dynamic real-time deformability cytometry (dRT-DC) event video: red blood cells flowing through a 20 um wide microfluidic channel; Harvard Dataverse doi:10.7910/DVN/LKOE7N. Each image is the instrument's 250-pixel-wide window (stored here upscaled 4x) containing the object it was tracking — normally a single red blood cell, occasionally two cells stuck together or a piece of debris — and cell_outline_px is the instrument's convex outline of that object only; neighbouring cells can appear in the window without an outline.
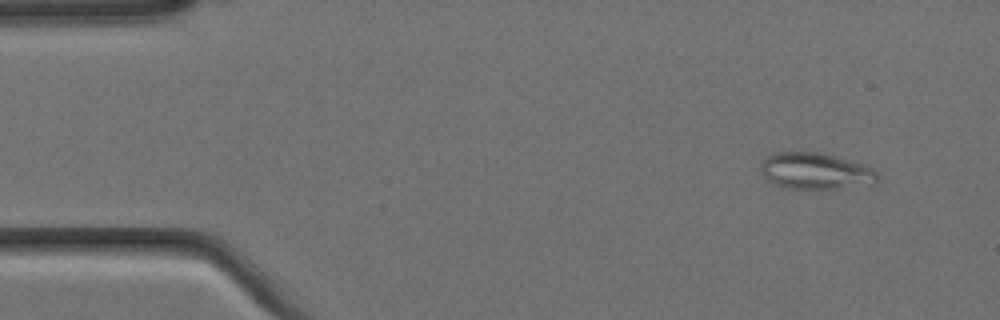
{"species": "Egyptian fruit bat (a non-hibernating species)", "species_latin": "Rousettus aegyptiacus", "temperature_condition": "cold", "stored_images_in_passage": 14, "camera_frame_rate_fps": 3000, "um_per_image_px": 0.085, "animal": {"sex": "female"}, "frame": {"image": 1, "passage_image": 1, "time_ms": 0.0, "image_size_px": [1000, 320], "cell_outline_px": [[880, 180], [876, 184], [836, 188], [788, 188], [776, 184], [768, 180], [760, 172], [760, 164], [772, 152], [820, 152], [836, 156], [864, 164], [872, 168], [880, 176]], "centroid_in_image_um": [69.35, 14.53], "position_along_channel_um": 15.6, "area_um2": 24.91}}
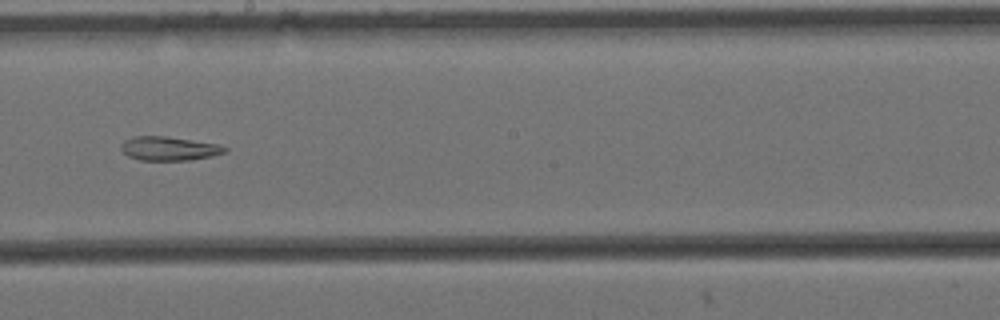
{"frame": {"image": 2, "passage_image": 8, "time_ms": 2.333, "image_size_px": [1000, 320], "cell_outline_px": [[228, 148], [224, 152], [212, 156], [192, 160], [140, 160], [128, 156], [120, 148], [120, 144], [124, 140], [132, 136], [168, 136], [216, 144]], "centroid_in_image_um": [14.32, 12.62], "position_along_channel_um": 233.9, "area_um2": 14.45}}
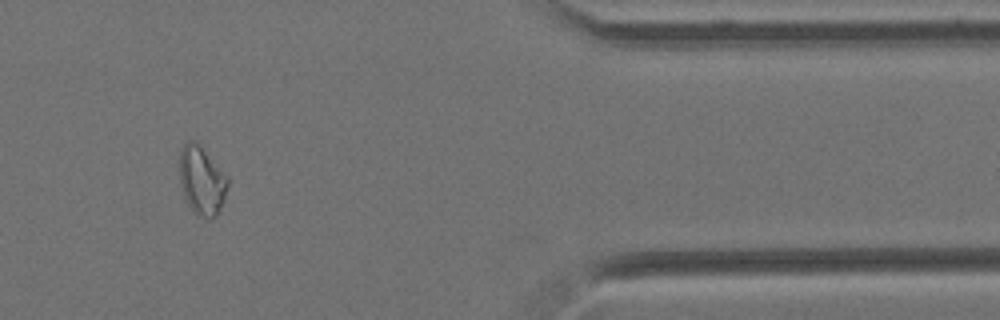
{"frame": {"image": 3, "passage_image": 12, "time_ms": 3.667, "image_size_px": [1000, 320], "cell_outline_px": [[228, 184], [224, 200], [216, 216], [208, 220], [196, 216], [188, 204], [184, 196], [180, 184], [180, 152], [184, 144], [188, 140], [196, 140], [228, 176]], "centroid_in_image_um": [17.16, 15.36], "position_along_channel_um": 394.2, "area_um2": 19.48}}